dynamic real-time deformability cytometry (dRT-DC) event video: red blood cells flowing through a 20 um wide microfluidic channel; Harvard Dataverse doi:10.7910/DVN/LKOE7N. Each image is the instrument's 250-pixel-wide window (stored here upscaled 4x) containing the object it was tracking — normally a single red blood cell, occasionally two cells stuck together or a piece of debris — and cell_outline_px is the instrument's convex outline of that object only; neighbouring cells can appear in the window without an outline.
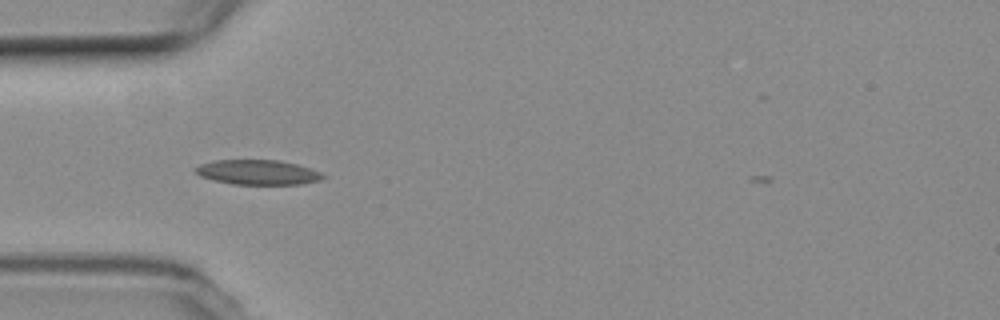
{"species": "common noctule bat (a hibernating species)", "species_latin": "Nyctalus noctula", "temperature_condition": "room temperature", "stored_images_in_passage": 36, "camera_frame_rate_fps": 3000, "um_per_image_px": 0.085, "animal": {"sex": "female", "body_mass_g": 19.3, "forearm_length_mm": 54.1}, "frame": {"image": 1, "passage_image": 1, "time_ms": 0.0, "image_size_px": [1000, 320], "cell_outline_px": [[328, 176], [320, 180], [300, 184], [232, 184], [200, 176], [192, 168], [200, 164], [216, 160], [280, 160], [296, 164], [320, 172]], "centroid_in_image_um": [21.91, 14.64], "position_along_channel_um": 63.1, "area_um2": 18.32}}
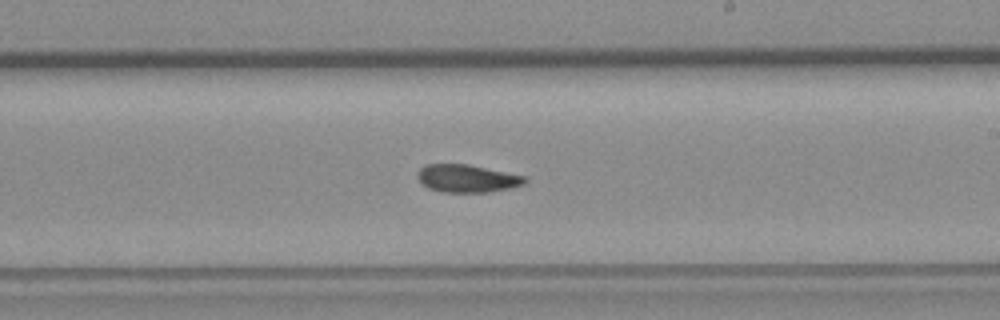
{"frame": {"image": 2, "passage_image": 16, "time_ms": 5.0, "image_size_px": [1000, 320], "cell_outline_px": [[528, 180], [524, 184], [512, 188], [488, 192], [444, 192], [428, 188], [416, 176], [416, 172], [424, 164], [468, 164], [528, 176]], "centroid_in_image_um": [39.74, 15.16], "position_along_channel_um": 249.3, "area_um2": 17.57}}
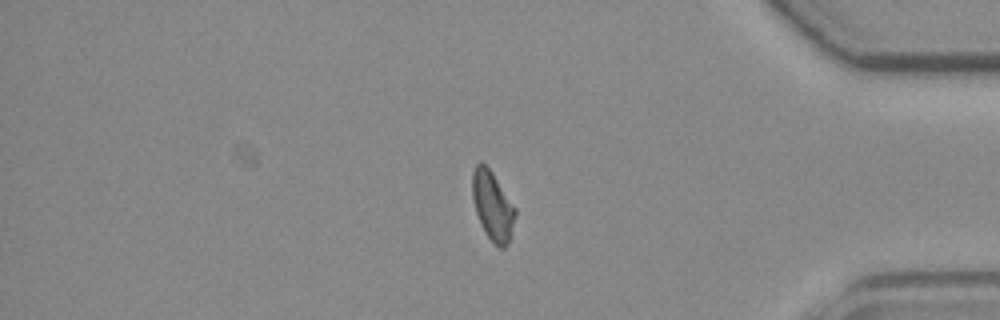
{"frame": {"image": 3, "passage_image": 30, "time_ms": 9.667, "image_size_px": [1000, 320], "cell_outline_px": [[516, 216], [508, 244], [504, 248], [500, 248], [484, 232], [480, 224], [476, 212], [472, 196], [472, 172], [476, 164], [480, 160], [492, 172], [516, 208]], "centroid_in_image_um": [41.86, 17.48], "position_along_channel_um": 393.3, "area_um2": 17.22}}